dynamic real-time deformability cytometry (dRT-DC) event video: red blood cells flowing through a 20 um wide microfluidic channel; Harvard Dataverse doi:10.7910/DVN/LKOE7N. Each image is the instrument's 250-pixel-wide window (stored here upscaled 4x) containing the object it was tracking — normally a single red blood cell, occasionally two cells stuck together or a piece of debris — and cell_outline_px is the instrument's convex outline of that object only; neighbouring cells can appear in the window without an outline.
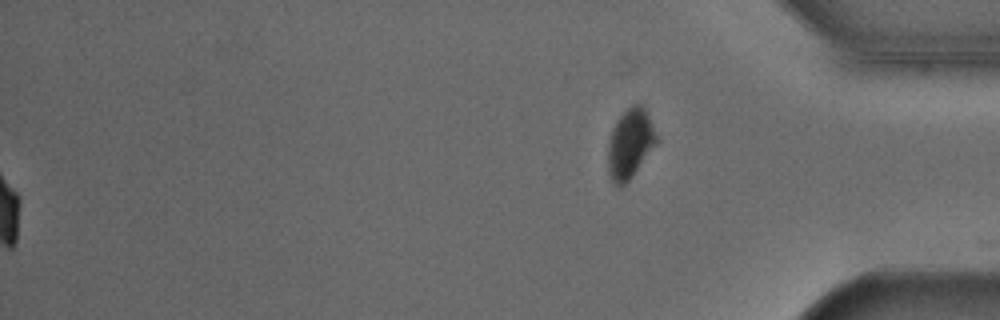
{"species": "Egyptian fruit bat (a non-hibernating species)", "species_latin": "Rousettus aegyptiacus", "temperature_condition": "cold", "stored_images_in_passage": 53, "segment_of_instrument_passage": [2, 2], "camera_frame_rate_fps": 3000, "um_per_image_px": 0.085, "animal": {"sex": "male"}, "frame": {"image": 1, "passage_image": 53, "time_ms": 17.333, "image_size_px": [1000, 320], "cell_outline_px": [[660, 140], [632, 176], [620, 188], [612, 180], [608, 172], [608, 140], [612, 128], [616, 120], [632, 104], [644, 104]], "centroid_in_image_um": [53.58, 12.17], "position_along_channel_um": 381.6, "area_um2": 19.94}}